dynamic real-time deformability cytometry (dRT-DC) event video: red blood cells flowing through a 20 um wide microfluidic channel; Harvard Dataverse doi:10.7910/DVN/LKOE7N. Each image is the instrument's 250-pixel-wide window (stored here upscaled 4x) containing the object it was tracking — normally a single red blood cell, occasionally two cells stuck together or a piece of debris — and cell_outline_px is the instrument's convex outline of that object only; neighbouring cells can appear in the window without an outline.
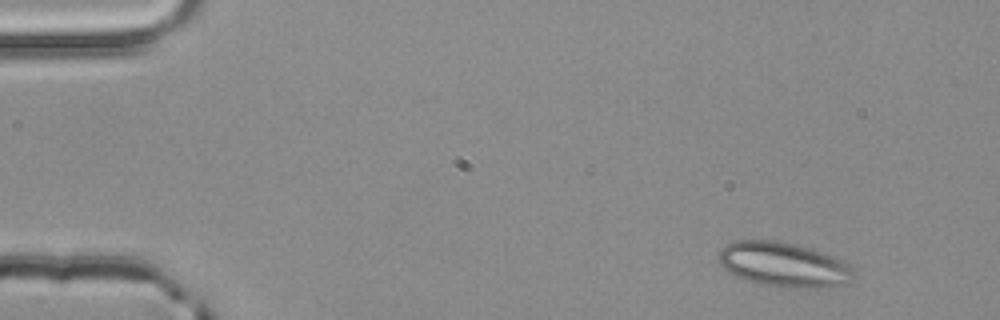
{"species": "common noctule bat (a hibernating species)", "species_latin": "Nyctalus noctula", "temperature_condition": "room temperature", "stored_images_in_passage": 3, "camera_frame_rate_fps": 3000, "um_per_image_px": 0.085, "animal": {"sex": "male", "body_mass_g": 20.4}, "frame": {"image": 1, "passage_image": 1, "time_ms": 0.0, "image_size_px": [1000, 320], "cell_outline_px": [[852, 280], [848, 284], [828, 288], [792, 288], [764, 284], [748, 280], [736, 276], [728, 272], [720, 264], [720, 248], [736, 240], [776, 240], [808, 248], [832, 256], [840, 260], [852, 268]], "centroid_in_image_um": [66.61, 22.51], "position_along_channel_um": 18.4, "area_um2": 34.8}}